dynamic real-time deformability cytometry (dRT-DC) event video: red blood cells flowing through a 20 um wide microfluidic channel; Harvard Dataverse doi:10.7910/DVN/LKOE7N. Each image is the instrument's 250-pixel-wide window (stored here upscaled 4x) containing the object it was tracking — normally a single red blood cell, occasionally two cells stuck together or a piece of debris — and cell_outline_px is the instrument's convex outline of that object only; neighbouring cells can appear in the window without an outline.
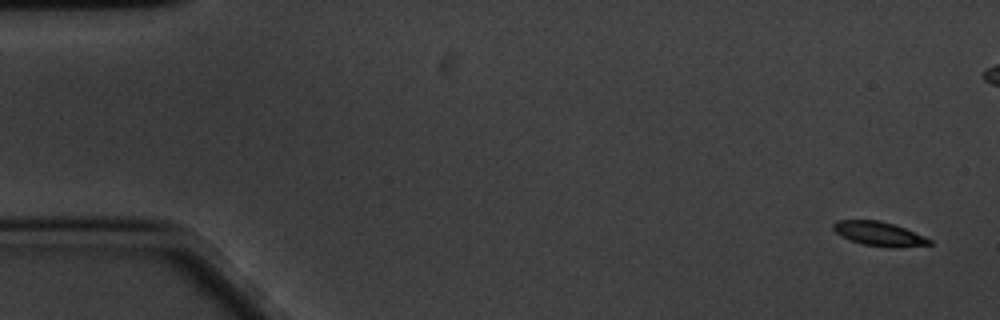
{"species": "common noctule bat (a hibernating species)", "species_latin": "Nyctalus noctula", "temperature_condition": "cold", "stored_images_in_passage": 59, "camera_frame_rate_fps": 3000, "um_per_image_px": 0.085, "animal": {"sex": "male", "body_mass_g": 20.1, "forearm_length_mm": 53.5}, "frame": {"image": 1, "passage_image": 1, "time_ms": 0.0, "image_size_px": [1000, 320], "cell_outline_px": [[932, 244], [896, 248], [888, 248], [860, 244], [840, 236], [832, 228], [832, 224], [836, 220], [880, 220], [904, 228], [924, 236], [932, 240]], "centroid_in_image_um": [74.69, 19.88], "position_along_channel_um": 10.3, "area_um2": 13.7}}
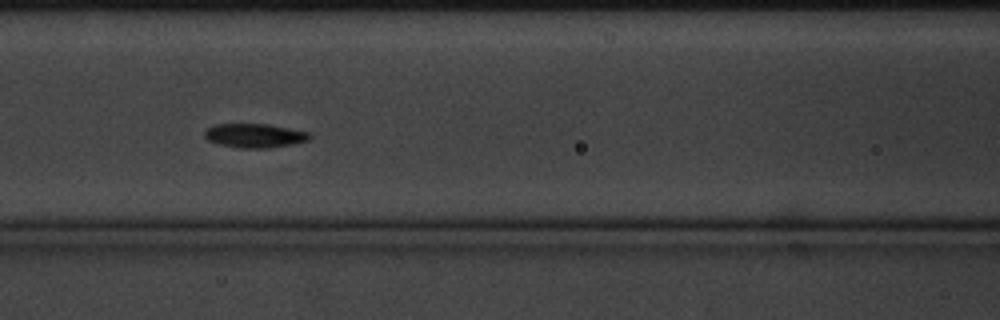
{"frame": {"image": 2, "passage_image": 24, "time_ms": 7.667, "image_size_px": [1000, 320], "cell_outline_px": [[312, 136], [308, 140], [292, 144], [268, 148], [240, 148], [220, 144], [208, 140], [204, 136], [204, 132], [208, 128], [216, 124], [268, 124], [312, 132]], "centroid_in_image_um": [21.69, 11.52], "position_along_channel_um": 144.9, "area_um2": 14.74}}
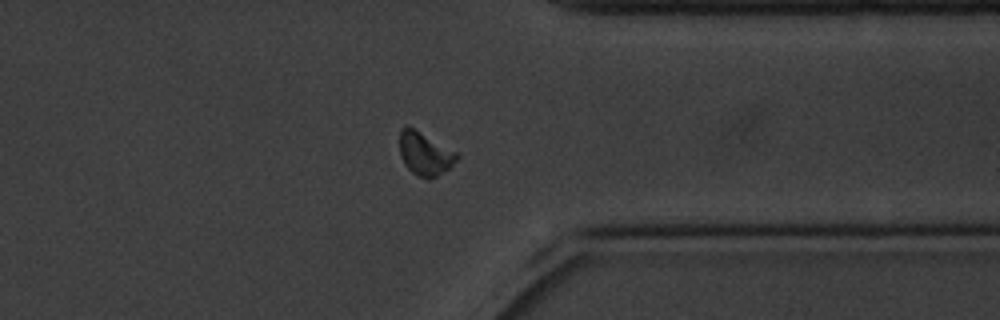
{"frame": {"image": 3, "passage_image": 45, "time_ms": 14.667, "image_size_px": [1000, 320], "cell_outline_px": [[460, 156], [448, 168], [436, 176], [428, 180], [416, 176], [404, 164], [400, 156], [400, 128], [412, 128], [456, 152]], "centroid_in_image_um": [36.09, 13.11], "position_along_channel_um": 375.3, "area_um2": 13.99}, "authors_computed_cell_mechanics": {"area_um2": 13.9876, "velocity_mm_per_s": 3.3627, "shape_relaxation_time_tau1_ms": null, "shape_relaxation_time_tau2_ms": 3.2101, "deformation_change_tau1": null, "deformation_change_tau2": 0.07}}